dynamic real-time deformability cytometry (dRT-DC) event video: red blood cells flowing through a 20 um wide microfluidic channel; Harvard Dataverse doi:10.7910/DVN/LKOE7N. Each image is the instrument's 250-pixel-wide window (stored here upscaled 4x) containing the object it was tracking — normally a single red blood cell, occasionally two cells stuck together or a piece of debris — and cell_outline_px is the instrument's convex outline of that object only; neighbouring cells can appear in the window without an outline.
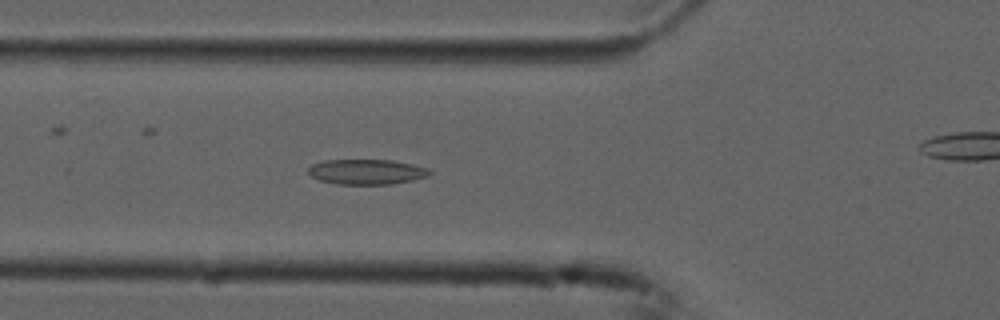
{"species": "common noctule bat (a hibernating species)", "species_latin": "Nyctalus noctula", "temperature_condition": "cold", "stored_images_in_passage": 38, "camera_frame_rate_fps": 3000, "um_per_image_px": 0.085, "animal": {"sex": "male", "forearm_length_mm": 52.5}, "frame": {"image": 1, "passage_image": 13, "time_ms": 4.0, "image_size_px": [1000, 320], "cell_outline_px": [[432, 172], [428, 176], [412, 180], [392, 184], [336, 184], [320, 180], [312, 176], [308, 172], [308, 168], [312, 164], [324, 160], [392, 160], [412, 164], [428, 168]], "centroid_in_image_um": [31.17, 14.6], "position_along_channel_um": 94.6, "area_um2": 17.74}}
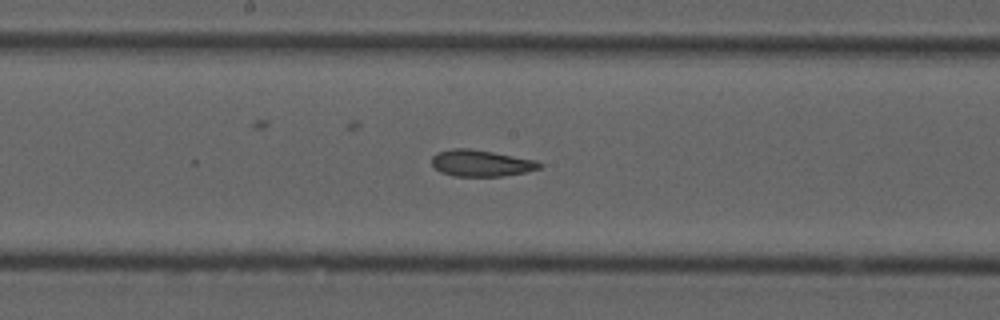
{"frame": {"image": 2, "passage_image": 22, "time_ms": 7.0, "image_size_px": [1000, 320], "cell_outline_px": [[544, 164], [540, 168], [524, 172], [504, 176], [452, 176], [440, 172], [432, 164], [432, 156], [436, 152], [452, 148], [468, 148], [492, 152], [536, 160]], "centroid_in_image_um": [40.87, 13.87], "position_along_channel_um": 207.3, "area_um2": 16.65}}
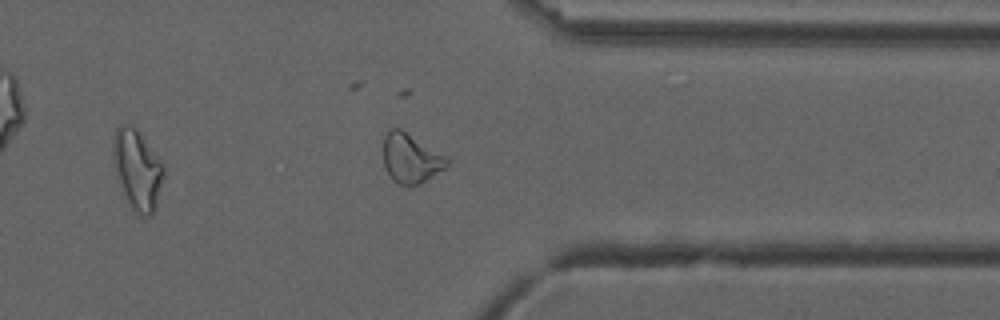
{"frame": {"image": 3, "passage_image": 36, "time_ms": 11.667, "image_size_px": [1000, 320], "cell_outline_px": [[452, 160], [444, 168], [420, 184], [400, 184], [392, 180], [384, 164], [384, 136], [388, 128], [400, 128], [448, 156]], "centroid_in_image_um": [34.94, 13.42], "position_along_channel_um": 376.5, "area_um2": 18.32}}